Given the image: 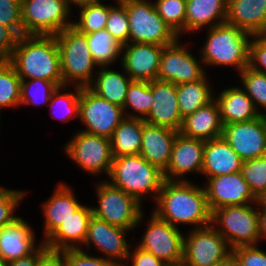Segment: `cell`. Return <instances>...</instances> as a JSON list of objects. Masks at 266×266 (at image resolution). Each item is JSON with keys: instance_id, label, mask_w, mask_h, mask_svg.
Masks as SVG:
<instances>
[{"instance_id": "6da1fadb", "label": "cell", "mask_w": 266, "mask_h": 266, "mask_svg": "<svg viewBox=\"0 0 266 266\" xmlns=\"http://www.w3.org/2000/svg\"><path fill=\"white\" fill-rule=\"evenodd\" d=\"M155 204L152 212L177 228L178 224L193 225V229L211 225L204 186L191 180H164Z\"/></svg>"}, {"instance_id": "7a4b0ae2", "label": "cell", "mask_w": 266, "mask_h": 266, "mask_svg": "<svg viewBox=\"0 0 266 266\" xmlns=\"http://www.w3.org/2000/svg\"><path fill=\"white\" fill-rule=\"evenodd\" d=\"M9 62L21 80L41 79L63 85L60 54L55 35H22Z\"/></svg>"}, {"instance_id": "3957f363", "label": "cell", "mask_w": 266, "mask_h": 266, "mask_svg": "<svg viewBox=\"0 0 266 266\" xmlns=\"http://www.w3.org/2000/svg\"><path fill=\"white\" fill-rule=\"evenodd\" d=\"M207 29L206 41L199 49L205 66H233L238 73L248 67L251 34L226 22Z\"/></svg>"}, {"instance_id": "277c9868", "label": "cell", "mask_w": 266, "mask_h": 266, "mask_svg": "<svg viewBox=\"0 0 266 266\" xmlns=\"http://www.w3.org/2000/svg\"><path fill=\"white\" fill-rule=\"evenodd\" d=\"M107 180L111 185L135 197L141 204L146 195L157 200L164 174L140 154L114 157ZM145 195V196H144Z\"/></svg>"}, {"instance_id": "5b68a950", "label": "cell", "mask_w": 266, "mask_h": 266, "mask_svg": "<svg viewBox=\"0 0 266 266\" xmlns=\"http://www.w3.org/2000/svg\"><path fill=\"white\" fill-rule=\"evenodd\" d=\"M60 54L61 73L64 86L89 87L98 67L88 48L86 34L73 26L55 35Z\"/></svg>"}, {"instance_id": "8992f818", "label": "cell", "mask_w": 266, "mask_h": 266, "mask_svg": "<svg viewBox=\"0 0 266 266\" xmlns=\"http://www.w3.org/2000/svg\"><path fill=\"white\" fill-rule=\"evenodd\" d=\"M257 206L258 203L220 207L212 212L211 225L232 249L238 246L258 245L260 237Z\"/></svg>"}, {"instance_id": "52a82bcc", "label": "cell", "mask_w": 266, "mask_h": 266, "mask_svg": "<svg viewBox=\"0 0 266 266\" xmlns=\"http://www.w3.org/2000/svg\"><path fill=\"white\" fill-rule=\"evenodd\" d=\"M96 185L98 206H92L95 217L127 230L133 231L139 226L144 210L135 197L111 185L106 179Z\"/></svg>"}, {"instance_id": "ba28073f", "label": "cell", "mask_w": 266, "mask_h": 266, "mask_svg": "<svg viewBox=\"0 0 266 266\" xmlns=\"http://www.w3.org/2000/svg\"><path fill=\"white\" fill-rule=\"evenodd\" d=\"M129 19V43L168 46L179 37L159 16L150 0H121Z\"/></svg>"}, {"instance_id": "9c48e42d", "label": "cell", "mask_w": 266, "mask_h": 266, "mask_svg": "<svg viewBox=\"0 0 266 266\" xmlns=\"http://www.w3.org/2000/svg\"><path fill=\"white\" fill-rule=\"evenodd\" d=\"M66 0H21L23 35H57L72 26Z\"/></svg>"}, {"instance_id": "30bf717a", "label": "cell", "mask_w": 266, "mask_h": 266, "mask_svg": "<svg viewBox=\"0 0 266 266\" xmlns=\"http://www.w3.org/2000/svg\"><path fill=\"white\" fill-rule=\"evenodd\" d=\"M63 148L86 173L100 176L103 172L108 177L114 159L110 139L79 130Z\"/></svg>"}, {"instance_id": "8fae6325", "label": "cell", "mask_w": 266, "mask_h": 266, "mask_svg": "<svg viewBox=\"0 0 266 266\" xmlns=\"http://www.w3.org/2000/svg\"><path fill=\"white\" fill-rule=\"evenodd\" d=\"M137 247L153 254L168 266H181L184 235L181 230L151 212Z\"/></svg>"}, {"instance_id": "7c38bea8", "label": "cell", "mask_w": 266, "mask_h": 266, "mask_svg": "<svg viewBox=\"0 0 266 266\" xmlns=\"http://www.w3.org/2000/svg\"><path fill=\"white\" fill-rule=\"evenodd\" d=\"M124 118L122 107L101 98L89 87H81L78 119L85 126L81 131L111 139Z\"/></svg>"}, {"instance_id": "4fadbf2b", "label": "cell", "mask_w": 266, "mask_h": 266, "mask_svg": "<svg viewBox=\"0 0 266 266\" xmlns=\"http://www.w3.org/2000/svg\"><path fill=\"white\" fill-rule=\"evenodd\" d=\"M231 252L228 242L212 225L192 229L184 236L181 266H213Z\"/></svg>"}, {"instance_id": "5bb4252c", "label": "cell", "mask_w": 266, "mask_h": 266, "mask_svg": "<svg viewBox=\"0 0 266 266\" xmlns=\"http://www.w3.org/2000/svg\"><path fill=\"white\" fill-rule=\"evenodd\" d=\"M201 65L204 66L202 59L193 56L179 38L175 43L163 47L157 80L175 85L199 81L206 76Z\"/></svg>"}, {"instance_id": "9a60e30c", "label": "cell", "mask_w": 266, "mask_h": 266, "mask_svg": "<svg viewBox=\"0 0 266 266\" xmlns=\"http://www.w3.org/2000/svg\"><path fill=\"white\" fill-rule=\"evenodd\" d=\"M130 231L111 225L92 215L88 224L87 237L83 243L88 249L84 250H90L91 244L94 249L104 255L103 258L120 266L127 261L130 248L133 247L126 239Z\"/></svg>"}, {"instance_id": "2e32d148", "label": "cell", "mask_w": 266, "mask_h": 266, "mask_svg": "<svg viewBox=\"0 0 266 266\" xmlns=\"http://www.w3.org/2000/svg\"><path fill=\"white\" fill-rule=\"evenodd\" d=\"M222 137L243 161L266 155V115L223 125Z\"/></svg>"}, {"instance_id": "e0dca14e", "label": "cell", "mask_w": 266, "mask_h": 266, "mask_svg": "<svg viewBox=\"0 0 266 266\" xmlns=\"http://www.w3.org/2000/svg\"><path fill=\"white\" fill-rule=\"evenodd\" d=\"M204 183L211 213L220 207L257 203L241 172L206 178Z\"/></svg>"}, {"instance_id": "ac0fdd59", "label": "cell", "mask_w": 266, "mask_h": 266, "mask_svg": "<svg viewBox=\"0 0 266 266\" xmlns=\"http://www.w3.org/2000/svg\"><path fill=\"white\" fill-rule=\"evenodd\" d=\"M205 141L183 136L178 133L172 147L171 159L163 172L169 181H188L189 173L201 174Z\"/></svg>"}, {"instance_id": "d6986e66", "label": "cell", "mask_w": 266, "mask_h": 266, "mask_svg": "<svg viewBox=\"0 0 266 266\" xmlns=\"http://www.w3.org/2000/svg\"><path fill=\"white\" fill-rule=\"evenodd\" d=\"M163 47L152 43H127L122 46L121 66L133 81L156 80Z\"/></svg>"}, {"instance_id": "ffe728a7", "label": "cell", "mask_w": 266, "mask_h": 266, "mask_svg": "<svg viewBox=\"0 0 266 266\" xmlns=\"http://www.w3.org/2000/svg\"><path fill=\"white\" fill-rule=\"evenodd\" d=\"M153 105L144 121L180 131L183 118L177 100V85L168 81H152Z\"/></svg>"}, {"instance_id": "44dd1931", "label": "cell", "mask_w": 266, "mask_h": 266, "mask_svg": "<svg viewBox=\"0 0 266 266\" xmlns=\"http://www.w3.org/2000/svg\"><path fill=\"white\" fill-rule=\"evenodd\" d=\"M92 215V206L82 204L43 243L51 251L82 248Z\"/></svg>"}, {"instance_id": "7402d4cb", "label": "cell", "mask_w": 266, "mask_h": 266, "mask_svg": "<svg viewBox=\"0 0 266 266\" xmlns=\"http://www.w3.org/2000/svg\"><path fill=\"white\" fill-rule=\"evenodd\" d=\"M179 131L172 128L151 125L143 121L140 155L161 171L169 165L174 140Z\"/></svg>"}, {"instance_id": "603a6c76", "label": "cell", "mask_w": 266, "mask_h": 266, "mask_svg": "<svg viewBox=\"0 0 266 266\" xmlns=\"http://www.w3.org/2000/svg\"><path fill=\"white\" fill-rule=\"evenodd\" d=\"M35 237L30 224L19 217L0 229V254L7 262L26 257L42 243L36 245Z\"/></svg>"}, {"instance_id": "cb8c5ba5", "label": "cell", "mask_w": 266, "mask_h": 266, "mask_svg": "<svg viewBox=\"0 0 266 266\" xmlns=\"http://www.w3.org/2000/svg\"><path fill=\"white\" fill-rule=\"evenodd\" d=\"M74 191L64 182H60L50 198L42 205L44 217V242L82 203L76 199Z\"/></svg>"}, {"instance_id": "d4e9b609", "label": "cell", "mask_w": 266, "mask_h": 266, "mask_svg": "<svg viewBox=\"0 0 266 266\" xmlns=\"http://www.w3.org/2000/svg\"><path fill=\"white\" fill-rule=\"evenodd\" d=\"M243 160L223 137L205 141L201 174L205 178L240 172Z\"/></svg>"}, {"instance_id": "484cf974", "label": "cell", "mask_w": 266, "mask_h": 266, "mask_svg": "<svg viewBox=\"0 0 266 266\" xmlns=\"http://www.w3.org/2000/svg\"><path fill=\"white\" fill-rule=\"evenodd\" d=\"M225 22L252 36L266 33V0H228Z\"/></svg>"}, {"instance_id": "4316f807", "label": "cell", "mask_w": 266, "mask_h": 266, "mask_svg": "<svg viewBox=\"0 0 266 266\" xmlns=\"http://www.w3.org/2000/svg\"><path fill=\"white\" fill-rule=\"evenodd\" d=\"M183 136L209 141L222 137L223 124L215 99L208 105L183 118L179 131Z\"/></svg>"}, {"instance_id": "83f0119b", "label": "cell", "mask_w": 266, "mask_h": 266, "mask_svg": "<svg viewBox=\"0 0 266 266\" xmlns=\"http://www.w3.org/2000/svg\"><path fill=\"white\" fill-rule=\"evenodd\" d=\"M227 5L228 0H187L185 33L225 23Z\"/></svg>"}, {"instance_id": "f1b7e54d", "label": "cell", "mask_w": 266, "mask_h": 266, "mask_svg": "<svg viewBox=\"0 0 266 266\" xmlns=\"http://www.w3.org/2000/svg\"><path fill=\"white\" fill-rule=\"evenodd\" d=\"M214 99L219 106L223 125L250 121L261 115L256 110L251 98L241 87L225 88Z\"/></svg>"}, {"instance_id": "f546056e", "label": "cell", "mask_w": 266, "mask_h": 266, "mask_svg": "<svg viewBox=\"0 0 266 266\" xmlns=\"http://www.w3.org/2000/svg\"><path fill=\"white\" fill-rule=\"evenodd\" d=\"M99 68L95 72L97 77L94 78L89 88L101 98L123 108L128 86L133 80L124 69L122 73L110 69L109 66Z\"/></svg>"}, {"instance_id": "4dcf8cb0", "label": "cell", "mask_w": 266, "mask_h": 266, "mask_svg": "<svg viewBox=\"0 0 266 266\" xmlns=\"http://www.w3.org/2000/svg\"><path fill=\"white\" fill-rule=\"evenodd\" d=\"M143 119L124 118L111 137L113 157L140 153L143 134Z\"/></svg>"}, {"instance_id": "1f68e13d", "label": "cell", "mask_w": 266, "mask_h": 266, "mask_svg": "<svg viewBox=\"0 0 266 266\" xmlns=\"http://www.w3.org/2000/svg\"><path fill=\"white\" fill-rule=\"evenodd\" d=\"M206 75L199 81L181 83L177 85V100L182 118L194 113L199 108L208 105L215 95Z\"/></svg>"}, {"instance_id": "d6a6232c", "label": "cell", "mask_w": 266, "mask_h": 266, "mask_svg": "<svg viewBox=\"0 0 266 266\" xmlns=\"http://www.w3.org/2000/svg\"><path fill=\"white\" fill-rule=\"evenodd\" d=\"M86 34L88 48L99 67L113 65L119 58L121 62L122 45L106 29Z\"/></svg>"}, {"instance_id": "836d02e7", "label": "cell", "mask_w": 266, "mask_h": 266, "mask_svg": "<svg viewBox=\"0 0 266 266\" xmlns=\"http://www.w3.org/2000/svg\"><path fill=\"white\" fill-rule=\"evenodd\" d=\"M152 105V81H132L128 86L123 106L125 117L144 120L150 112ZM129 109L133 111L130 112Z\"/></svg>"}, {"instance_id": "e575fe53", "label": "cell", "mask_w": 266, "mask_h": 266, "mask_svg": "<svg viewBox=\"0 0 266 266\" xmlns=\"http://www.w3.org/2000/svg\"><path fill=\"white\" fill-rule=\"evenodd\" d=\"M67 87L69 86L62 85L57 87L48 104L50 106V116L55 119L59 118L64 123L79 118L81 87L70 86L73 87L74 92L60 93L63 89L66 90Z\"/></svg>"}, {"instance_id": "d590c367", "label": "cell", "mask_w": 266, "mask_h": 266, "mask_svg": "<svg viewBox=\"0 0 266 266\" xmlns=\"http://www.w3.org/2000/svg\"><path fill=\"white\" fill-rule=\"evenodd\" d=\"M22 80L9 61L0 62V109L20 106Z\"/></svg>"}, {"instance_id": "8d00e7d4", "label": "cell", "mask_w": 266, "mask_h": 266, "mask_svg": "<svg viewBox=\"0 0 266 266\" xmlns=\"http://www.w3.org/2000/svg\"><path fill=\"white\" fill-rule=\"evenodd\" d=\"M97 2L78 8V21L72 20V26L80 33H94L106 28L110 4Z\"/></svg>"}, {"instance_id": "74e56055", "label": "cell", "mask_w": 266, "mask_h": 266, "mask_svg": "<svg viewBox=\"0 0 266 266\" xmlns=\"http://www.w3.org/2000/svg\"><path fill=\"white\" fill-rule=\"evenodd\" d=\"M57 87L58 86L54 82L47 80H22L20 106H40L49 104L51 96Z\"/></svg>"}, {"instance_id": "f35d334b", "label": "cell", "mask_w": 266, "mask_h": 266, "mask_svg": "<svg viewBox=\"0 0 266 266\" xmlns=\"http://www.w3.org/2000/svg\"><path fill=\"white\" fill-rule=\"evenodd\" d=\"M239 75L242 89L251 98L256 110L261 115H266L260 110L262 107L266 111V74L245 67Z\"/></svg>"}, {"instance_id": "ab89813d", "label": "cell", "mask_w": 266, "mask_h": 266, "mask_svg": "<svg viewBox=\"0 0 266 266\" xmlns=\"http://www.w3.org/2000/svg\"><path fill=\"white\" fill-rule=\"evenodd\" d=\"M187 0H155L159 16L180 37L185 34Z\"/></svg>"}, {"instance_id": "60d3db41", "label": "cell", "mask_w": 266, "mask_h": 266, "mask_svg": "<svg viewBox=\"0 0 266 266\" xmlns=\"http://www.w3.org/2000/svg\"><path fill=\"white\" fill-rule=\"evenodd\" d=\"M240 172L257 199L266 192V155L243 161Z\"/></svg>"}, {"instance_id": "b9f144b4", "label": "cell", "mask_w": 266, "mask_h": 266, "mask_svg": "<svg viewBox=\"0 0 266 266\" xmlns=\"http://www.w3.org/2000/svg\"><path fill=\"white\" fill-rule=\"evenodd\" d=\"M110 4L106 30L123 46L129 43V19L126 6L121 0Z\"/></svg>"}, {"instance_id": "7bdbcfd3", "label": "cell", "mask_w": 266, "mask_h": 266, "mask_svg": "<svg viewBox=\"0 0 266 266\" xmlns=\"http://www.w3.org/2000/svg\"><path fill=\"white\" fill-rule=\"evenodd\" d=\"M26 191L8 189L6 187H0V229L3 226L11 224L20 216H16L14 213L16 208L18 209L19 202L26 197ZM14 213V214H13Z\"/></svg>"}, {"instance_id": "ee69618b", "label": "cell", "mask_w": 266, "mask_h": 266, "mask_svg": "<svg viewBox=\"0 0 266 266\" xmlns=\"http://www.w3.org/2000/svg\"><path fill=\"white\" fill-rule=\"evenodd\" d=\"M63 253L64 266H119L117 263L101 256H91L82 248L66 249Z\"/></svg>"}, {"instance_id": "f6af8a7d", "label": "cell", "mask_w": 266, "mask_h": 266, "mask_svg": "<svg viewBox=\"0 0 266 266\" xmlns=\"http://www.w3.org/2000/svg\"><path fill=\"white\" fill-rule=\"evenodd\" d=\"M0 25L11 28L19 37L23 35L21 0H0Z\"/></svg>"}, {"instance_id": "bcb514c9", "label": "cell", "mask_w": 266, "mask_h": 266, "mask_svg": "<svg viewBox=\"0 0 266 266\" xmlns=\"http://www.w3.org/2000/svg\"><path fill=\"white\" fill-rule=\"evenodd\" d=\"M248 67L266 74V33L257 34L251 38Z\"/></svg>"}, {"instance_id": "7dc6e473", "label": "cell", "mask_w": 266, "mask_h": 266, "mask_svg": "<svg viewBox=\"0 0 266 266\" xmlns=\"http://www.w3.org/2000/svg\"><path fill=\"white\" fill-rule=\"evenodd\" d=\"M241 266H266V252L257 245L238 246L232 249Z\"/></svg>"}, {"instance_id": "c3c4849f", "label": "cell", "mask_w": 266, "mask_h": 266, "mask_svg": "<svg viewBox=\"0 0 266 266\" xmlns=\"http://www.w3.org/2000/svg\"><path fill=\"white\" fill-rule=\"evenodd\" d=\"M19 36L9 27L0 25V62L11 59Z\"/></svg>"}, {"instance_id": "681fc988", "label": "cell", "mask_w": 266, "mask_h": 266, "mask_svg": "<svg viewBox=\"0 0 266 266\" xmlns=\"http://www.w3.org/2000/svg\"><path fill=\"white\" fill-rule=\"evenodd\" d=\"M129 263H131V266H168L153 254L146 252L137 246L134 248L133 252H131L130 249L127 261L120 266H129Z\"/></svg>"}, {"instance_id": "f907efd6", "label": "cell", "mask_w": 266, "mask_h": 266, "mask_svg": "<svg viewBox=\"0 0 266 266\" xmlns=\"http://www.w3.org/2000/svg\"><path fill=\"white\" fill-rule=\"evenodd\" d=\"M49 249L42 242L40 246L30 255L15 259L8 262V266H37L39 259L48 251Z\"/></svg>"}, {"instance_id": "816d5d0a", "label": "cell", "mask_w": 266, "mask_h": 266, "mask_svg": "<svg viewBox=\"0 0 266 266\" xmlns=\"http://www.w3.org/2000/svg\"><path fill=\"white\" fill-rule=\"evenodd\" d=\"M37 266H64L61 251L48 250L38 261Z\"/></svg>"}, {"instance_id": "f5cc1de1", "label": "cell", "mask_w": 266, "mask_h": 266, "mask_svg": "<svg viewBox=\"0 0 266 266\" xmlns=\"http://www.w3.org/2000/svg\"><path fill=\"white\" fill-rule=\"evenodd\" d=\"M213 266H241V264L236 254L232 251Z\"/></svg>"}, {"instance_id": "db71d44e", "label": "cell", "mask_w": 266, "mask_h": 266, "mask_svg": "<svg viewBox=\"0 0 266 266\" xmlns=\"http://www.w3.org/2000/svg\"><path fill=\"white\" fill-rule=\"evenodd\" d=\"M259 237L266 239V211H259Z\"/></svg>"}, {"instance_id": "11a10c76", "label": "cell", "mask_w": 266, "mask_h": 266, "mask_svg": "<svg viewBox=\"0 0 266 266\" xmlns=\"http://www.w3.org/2000/svg\"><path fill=\"white\" fill-rule=\"evenodd\" d=\"M101 0H66L68 8L72 11V7L75 5L76 7H82L89 4L97 3ZM73 4V6H72Z\"/></svg>"}, {"instance_id": "9f6ffc18", "label": "cell", "mask_w": 266, "mask_h": 266, "mask_svg": "<svg viewBox=\"0 0 266 266\" xmlns=\"http://www.w3.org/2000/svg\"><path fill=\"white\" fill-rule=\"evenodd\" d=\"M257 203L259 206V211H266V192L263 193L258 199Z\"/></svg>"}, {"instance_id": "6f0895ef", "label": "cell", "mask_w": 266, "mask_h": 266, "mask_svg": "<svg viewBox=\"0 0 266 266\" xmlns=\"http://www.w3.org/2000/svg\"><path fill=\"white\" fill-rule=\"evenodd\" d=\"M0 266H8V262L4 259V257L0 254Z\"/></svg>"}]
</instances>
